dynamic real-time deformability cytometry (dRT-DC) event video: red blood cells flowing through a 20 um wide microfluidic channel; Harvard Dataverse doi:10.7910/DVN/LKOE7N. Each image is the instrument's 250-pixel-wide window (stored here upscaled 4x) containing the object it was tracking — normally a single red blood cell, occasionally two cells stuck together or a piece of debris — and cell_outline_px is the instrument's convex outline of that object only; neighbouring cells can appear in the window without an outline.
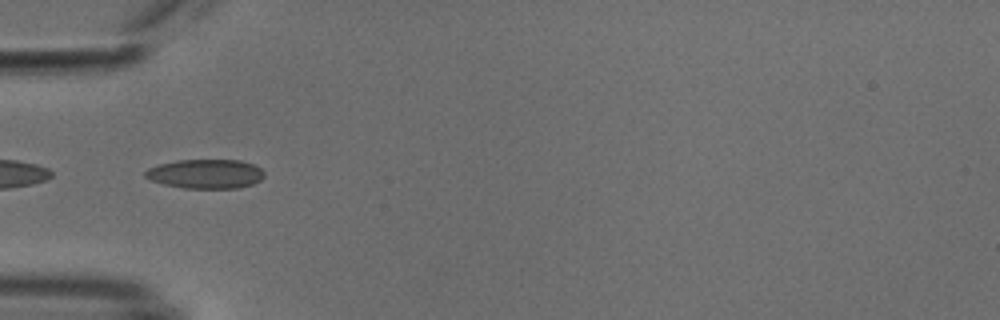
{"species": "common noctule bat (a hibernating species)", "species_latin": "Nyctalus noctula", "temperature_condition": "cold", "stored_images_in_passage": 52, "camera_frame_rate_fps": 3000, "um_per_image_px": 0.085, "animal": {"sex": "male", "body_mass_g": 18.8}, "frame": {"image": 1, "passage_image": 16, "time_ms": 5.0, "image_size_px": [1000, 320], "cell_outline_px": [[264, 176], [260, 180], [252, 184], [240, 188], [184, 188], [164, 184], [152, 180], [144, 176], [144, 172], [148, 168], [160, 164], [176, 160], [240, 160], [252, 164], [260, 168], [264, 172]], "centroid_in_image_um": [17.48, 14.78], "position_along_channel_um": 67.5, "area_um2": 20.23}}
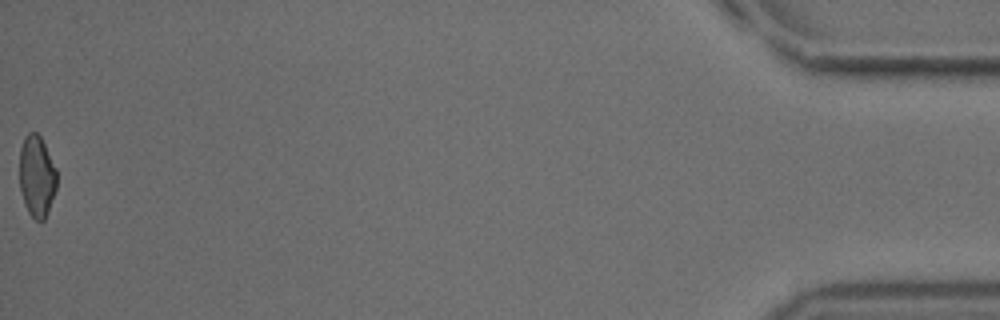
{"frame": {"image": 2, "passage_image": 52, "time_ms": 17.0, "image_size_px": [1000, 320], "cell_outline_px": [[56, 188], [48, 212], [44, 220], [36, 220], [28, 212], [24, 204], [20, 188], [20, 148], [24, 136], [28, 132], [36, 132], [40, 136], [56, 168]], "centroid_in_image_um": [3.12, 14.97], "position_along_channel_um": 432.1, "area_um2": 17.63}, "authors_computed_cell_mechanics": {"area_um2": 19.5075, "velocity_mm_per_s": 3.8216, "shape_relaxation_time_tau1_ms": 9.3097, "shape_relaxation_time_tau2_ms": 3.3962, "deformation_change_tau1": 0.1501, "deformation_change_tau2": 0.1027}}